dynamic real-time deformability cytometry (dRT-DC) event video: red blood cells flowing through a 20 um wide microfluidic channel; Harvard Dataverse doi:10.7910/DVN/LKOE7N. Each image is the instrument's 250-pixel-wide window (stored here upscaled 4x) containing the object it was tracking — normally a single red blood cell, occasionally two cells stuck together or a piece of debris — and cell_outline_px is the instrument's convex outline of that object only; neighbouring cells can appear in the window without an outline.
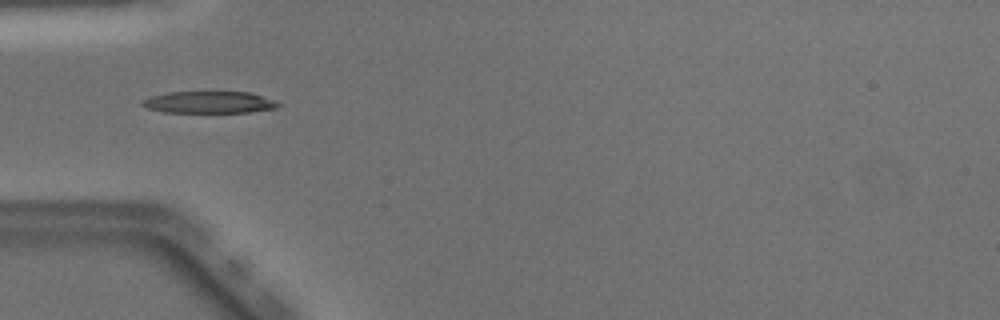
{"species": "Egyptian fruit bat (a non-hibernating species)", "species_latin": "Rousettus aegyptiacus", "temperature_condition": "warm", "stored_images_in_passage": 35, "camera_frame_rate_fps": 3000, "um_per_image_px": 0.085, "animal": {"sex": "male"}, "frame": {"image": 1, "passage_image": 1, "time_ms": 0.0, "image_size_px": [1000, 320], "cell_outline_px": [[280, 104], [276, 108], [248, 112], [164, 112], [148, 108], [140, 104], [140, 100], [152, 96], [168, 92], [248, 92], [276, 100]], "centroid_in_image_um": [17.76, 8.69], "position_along_channel_um": 67.2, "area_um2": 17.22}}
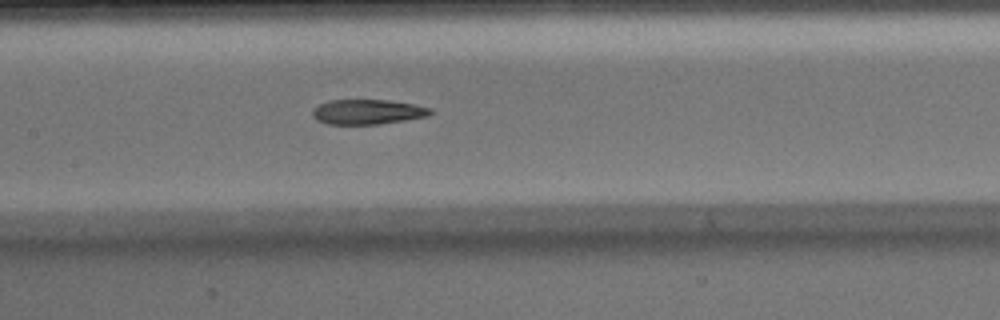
{"frame": {"image": 2, "passage_image": 9, "time_ms": 2.667, "image_size_px": [1000, 320], "cell_outline_px": [[436, 112], [428, 116], [380, 124], [328, 124], [316, 120], [312, 116], [312, 112], [320, 104], [328, 100], [388, 100], [412, 104], [432, 108]], "centroid_in_image_um": [31.27, 9.51], "position_along_channel_um": 176.1, "area_um2": 17.11}}
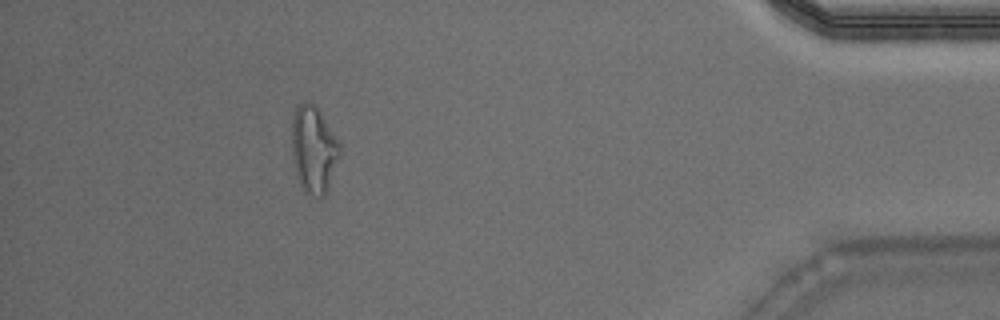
{"frame": {"image": 3, "passage_image": 30, "time_ms": 9.667, "image_size_px": [1000, 320], "cell_outline_px": [[340, 152], [324, 196], [320, 200], [304, 192], [296, 176], [292, 152], [292, 116], [296, 104], [304, 100], [312, 104], [320, 112], [340, 144]], "centroid_in_image_um": [26.62, 12.71], "position_along_channel_um": 408.6, "area_um2": 24.16}, "authors_computed_cell_mechanics": {"area_um2": 18.3804, "velocity_mm_per_s": 4.0531, "shape_relaxation_time_tau1_ms": 10.1779, "shape_relaxation_time_tau2_ms": 2.671, "deformation_change_tau1": 0.3509, "deformation_change_tau2": 0.1214}}